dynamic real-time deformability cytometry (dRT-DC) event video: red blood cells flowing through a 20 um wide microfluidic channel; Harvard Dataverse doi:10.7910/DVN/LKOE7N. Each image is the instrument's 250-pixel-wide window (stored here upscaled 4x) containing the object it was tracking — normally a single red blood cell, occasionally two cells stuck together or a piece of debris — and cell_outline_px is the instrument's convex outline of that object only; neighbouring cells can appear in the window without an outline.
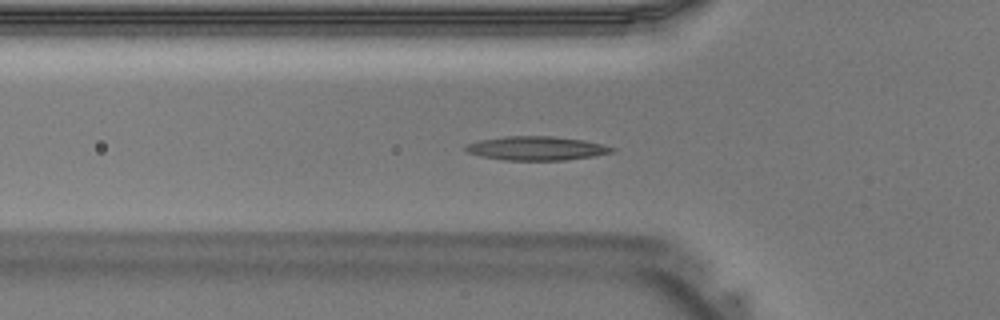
{"species": "Egyptian fruit bat (a non-hibernating species)", "species_latin": "Rousettus aegyptiacus", "temperature_condition": "warm", "stored_images_in_passage": 35, "camera_frame_rate_fps": 3000, "um_per_image_px": 0.085, "animal": {"sex": "male"}, "frame": {"image": 1, "passage_image": 7, "time_ms": 2.0, "image_size_px": [1000, 320], "cell_outline_px": [[616, 148], [612, 152], [592, 156], [564, 160], [504, 160], [480, 156], [468, 152], [464, 148], [468, 144], [480, 140], [504, 136], [552, 136], [584, 140]], "centroid_in_image_um": [45.58, 12.6], "position_along_channel_um": 80.2, "area_um2": 20.17}}
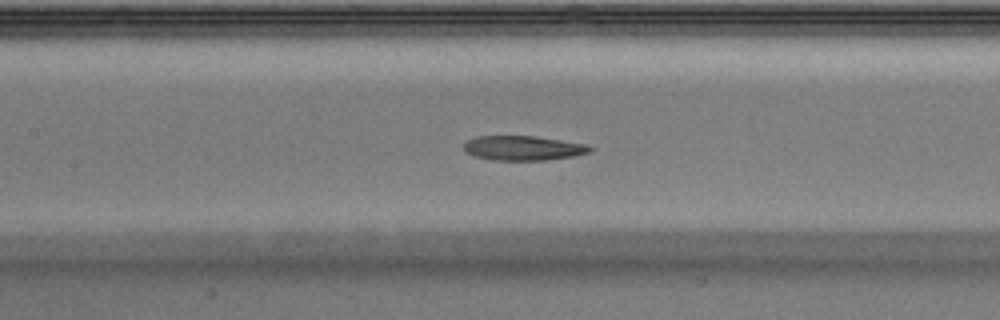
{"frame": {"image": 2, "passage_image": 12, "time_ms": 3.667, "image_size_px": [1000, 320], "cell_outline_px": [[596, 148], [592, 152], [576, 156], [548, 160], [492, 160], [476, 156], [464, 152], [464, 140], [476, 136], [532, 136], [588, 144]], "centroid_in_image_um": [44.51, 12.59], "position_along_channel_um": 162.9, "area_um2": 18.38}}
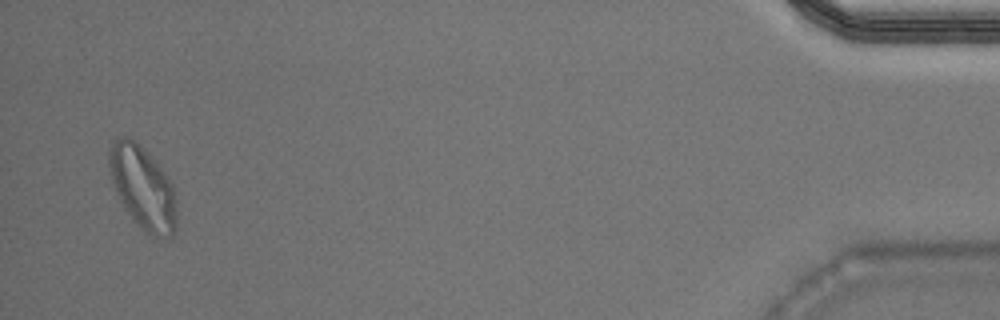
{"frame": {"image": 3, "passage_image": 33, "time_ms": 10.667, "image_size_px": [1000, 320], "cell_outline_px": [[176, 228], [172, 236], [152, 236], [140, 228], [128, 212], [120, 200], [112, 180], [108, 164], [108, 148], [116, 140], [124, 136], [128, 136], [136, 140], [140, 144], [160, 168], [172, 184], [176, 204]], "centroid_in_image_um": [12.12, 15.93], "position_along_channel_um": 423.1, "area_um2": 32.14}}